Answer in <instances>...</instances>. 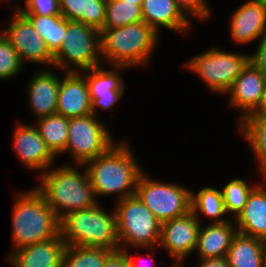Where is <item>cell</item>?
Here are the masks:
<instances>
[{
	"mask_svg": "<svg viewBox=\"0 0 266 267\" xmlns=\"http://www.w3.org/2000/svg\"><path fill=\"white\" fill-rule=\"evenodd\" d=\"M133 156L129 146L122 142L121 145L114 144L103 155L85 163L89 165L86 171L95 197L121 192V200L135 194L142 170Z\"/></svg>",
	"mask_w": 266,
	"mask_h": 267,
	"instance_id": "obj_1",
	"label": "cell"
},
{
	"mask_svg": "<svg viewBox=\"0 0 266 267\" xmlns=\"http://www.w3.org/2000/svg\"><path fill=\"white\" fill-rule=\"evenodd\" d=\"M60 235L66 245L122 250L115 211L104 212L99 204L69 212L60 219Z\"/></svg>",
	"mask_w": 266,
	"mask_h": 267,
	"instance_id": "obj_2",
	"label": "cell"
},
{
	"mask_svg": "<svg viewBox=\"0 0 266 267\" xmlns=\"http://www.w3.org/2000/svg\"><path fill=\"white\" fill-rule=\"evenodd\" d=\"M84 173L81 175L73 166L66 165L41 175V186L37 190L59 219L69 212L97 204L86 168ZM62 210L64 212H60Z\"/></svg>",
	"mask_w": 266,
	"mask_h": 267,
	"instance_id": "obj_3",
	"label": "cell"
},
{
	"mask_svg": "<svg viewBox=\"0 0 266 267\" xmlns=\"http://www.w3.org/2000/svg\"><path fill=\"white\" fill-rule=\"evenodd\" d=\"M13 209L12 236L17 249L60 234V219L37 189L21 194Z\"/></svg>",
	"mask_w": 266,
	"mask_h": 267,
	"instance_id": "obj_4",
	"label": "cell"
},
{
	"mask_svg": "<svg viewBox=\"0 0 266 267\" xmlns=\"http://www.w3.org/2000/svg\"><path fill=\"white\" fill-rule=\"evenodd\" d=\"M158 33L143 20L115 29L100 30V53L116 69L147 64Z\"/></svg>",
	"mask_w": 266,
	"mask_h": 267,
	"instance_id": "obj_5",
	"label": "cell"
},
{
	"mask_svg": "<svg viewBox=\"0 0 266 267\" xmlns=\"http://www.w3.org/2000/svg\"><path fill=\"white\" fill-rule=\"evenodd\" d=\"M117 203L115 214L119 242L150 249L160 243L161 222L136 194Z\"/></svg>",
	"mask_w": 266,
	"mask_h": 267,
	"instance_id": "obj_6",
	"label": "cell"
},
{
	"mask_svg": "<svg viewBox=\"0 0 266 267\" xmlns=\"http://www.w3.org/2000/svg\"><path fill=\"white\" fill-rule=\"evenodd\" d=\"M63 37L62 46L54 54L55 66L67 69V72L78 71V69L71 68L69 62L83 71L101 66L98 59V54L100 53V30L66 19V30Z\"/></svg>",
	"mask_w": 266,
	"mask_h": 267,
	"instance_id": "obj_7",
	"label": "cell"
},
{
	"mask_svg": "<svg viewBox=\"0 0 266 267\" xmlns=\"http://www.w3.org/2000/svg\"><path fill=\"white\" fill-rule=\"evenodd\" d=\"M191 193L179 185L149 180L143 173L138 178L135 192L161 223L189 213Z\"/></svg>",
	"mask_w": 266,
	"mask_h": 267,
	"instance_id": "obj_8",
	"label": "cell"
},
{
	"mask_svg": "<svg viewBox=\"0 0 266 267\" xmlns=\"http://www.w3.org/2000/svg\"><path fill=\"white\" fill-rule=\"evenodd\" d=\"M250 55L211 49L191 59L187 65L203 78L210 89L226 93L249 63Z\"/></svg>",
	"mask_w": 266,
	"mask_h": 267,
	"instance_id": "obj_9",
	"label": "cell"
},
{
	"mask_svg": "<svg viewBox=\"0 0 266 267\" xmlns=\"http://www.w3.org/2000/svg\"><path fill=\"white\" fill-rule=\"evenodd\" d=\"M96 115L88 114L69 118L68 139L65 151L72 152L78 164L97 158L106 153L114 141Z\"/></svg>",
	"mask_w": 266,
	"mask_h": 267,
	"instance_id": "obj_10",
	"label": "cell"
},
{
	"mask_svg": "<svg viewBox=\"0 0 266 267\" xmlns=\"http://www.w3.org/2000/svg\"><path fill=\"white\" fill-rule=\"evenodd\" d=\"M14 14L12 22L2 33L17 52L21 63L27 59L33 63H48L53 66L54 55L31 22L19 10Z\"/></svg>",
	"mask_w": 266,
	"mask_h": 267,
	"instance_id": "obj_11",
	"label": "cell"
},
{
	"mask_svg": "<svg viewBox=\"0 0 266 267\" xmlns=\"http://www.w3.org/2000/svg\"><path fill=\"white\" fill-rule=\"evenodd\" d=\"M197 215L190 211L184 216L161 223L160 243L172 258L182 261L195 250L200 230Z\"/></svg>",
	"mask_w": 266,
	"mask_h": 267,
	"instance_id": "obj_12",
	"label": "cell"
},
{
	"mask_svg": "<svg viewBox=\"0 0 266 267\" xmlns=\"http://www.w3.org/2000/svg\"><path fill=\"white\" fill-rule=\"evenodd\" d=\"M265 84L266 76L249 62L226 92L231 105L244 110L241 120L259 107Z\"/></svg>",
	"mask_w": 266,
	"mask_h": 267,
	"instance_id": "obj_13",
	"label": "cell"
},
{
	"mask_svg": "<svg viewBox=\"0 0 266 267\" xmlns=\"http://www.w3.org/2000/svg\"><path fill=\"white\" fill-rule=\"evenodd\" d=\"M79 72H67L61 80L56 114L66 118L91 114V100L85 77Z\"/></svg>",
	"mask_w": 266,
	"mask_h": 267,
	"instance_id": "obj_14",
	"label": "cell"
},
{
	"mask_svg": "<svg viewBox=\"0 0 266 267\" xmlns=\"http://www.w3.org/2000/svg\"><path fill=\"white\" fill-rule=\"evenodd\" d=\"M66 246L59 234L44 242L15 248L9 261L13 267H63Z\"/></svg>",
	"mask_w": 266,
	"mask_h": 267,
	"instance_id": "obj_15",
	"label": "cell"
},
{
	"mask_svg": "<svg viewBox=\"0 0 266 267\" xmlns=\"http://www.w3.org/2000/svg\"><path fill=\"white\" fill-rule=\"evenodd\" d=\"M90 73H89V72ZM88 85L91 112L96 114L97 106L102 109L112 108L121 99L125 86L123 78L114 71H105L100 66L85 70Z\"/></svg>",
	"mask_w": 266,
	"mask_h": 267,
	"instance_id": "obj_16",
	"label": "cell"
},
{
	"mask_svg": "<svg viewBox=\"0 0 266 267\" xmlns=\"http://www.w3.org/2000/svg\"><path fill=\"white\" fill-rule=\"evenodd\" d=\"M231 36L241 44L266 35V8L259 0H249L236 9L231 19Z\"/></svg>",
	"mask_w": 266,
	"mask_h": 267,
	"instance_id": "obj_17",
	"label": "cell"
},
{
	"mask_svg": "<svg viewBox=\"0 0 266 267\" xmlns=\"http://www.w3.org/2000/svg\"><path fill=\"white\" fill-rule=\"evenodd\" d=\"M14 132L15 150L30 169H44L54 161V155L45 145L36 127L19 124Z\"/></svg>",
	"mask_w": 266,
	"mask_h": 267,
	"instance_id": "obj_18",
	"label": "cell"
},
{
	"mask_svg": "<svg viewBox=\"0 0 266 267\" xmlns=\"http://www.w3.org/2000/svg\"><path fill=\"white\" fill-rule=\"evenodd\" d=\"M235 217L239 233L266 239V187L254 186L243 210Z\"/></svg>",
	"mask_w": 266,
	"mask_h": 267,
	"instance_id": "obj_19",
	"label": "cell"
},
{
	"mask_svg": "<svg viewBox=\"0 0 266 267\" xmlns=\"http://www.w3.org/2000/svg\"><path fill=\"white\" fill-rule=\"evenodd\" d=\"M143 21L158 33V27L183 32L190 22L175 0H143L141 5Z\"/></svg>",
	"mask_w": 266,
	"mask_h": 267,
	"instance_id": "obj_20",
	"label": "cell"
},
{
	"mask_svg": "<svg viewBox=\"0 0 266 267\" xmlns=\"http://www.w3.org/2000/svg\"><path fill=\"white\" fill-rule=\"evenodd\" d=\"M61 80L51 72L38 73L29 84V101L37 119L56 114Z\"/></svg>",
	"mask_w": 266,
	"mask_h": 267,
	"instance_id": "obj_21",
	"label": "cell"
},
{
	"mask_svg": "<svg viewBox=\"0 0 266 267\" xmlns=\"http://www.w3.org/2000/svg\"><path fill=\"white\" fill-rule=\"evenodd\" d=\"M229 220L223 223H211L199 230L196 250L201 259L226 257L237 229Z\"/></svg>",
	"mask_w": 266,
	"mask_h": 267,
	"instance_id": "obj_22",
	"label": "cell"
},
{
	"mask_svg": "<svg viewBox=\"0 0 266 267\" xmlns=\"http://www.w3.org/2000/svg\"><path fill=\"white\" fill-rule=\"evenodd\" d=\"M59 10L68 21L101 30L105 21L106 0H59Z\"/></svg>",
	"mask_w": 266,
	"mask_h": 267,
	"instance_id": "obj_23",
	"label": "cell"
},
{
	"mask_svg": "<svg viewBox=\"0 0 266 267\" xmlns=\"http://www.w3.org/2000/svg\"><path fill=\"white\" fill-rule=\"evenodd\" d=\"M262 247V239L237 232L226 254L229 266L265 267L263 264Z\"/></svg>",
	"mask_w": 266,
	"mask_h": 267,
	"instance_id": "obj_24",
	"label": "cell"
},
{
	"mask_svg": "<svg viewBox=\"0 0 266 267\" xmlns=\"http://www.w3.org/2000/svg\"><path fill=\"white\" fill-rule=\"evenodd\" d=\"M38 132L54 156L65 152L69 118L54 114L36 120Z\"/></svg>",
	"mask_w": 266,
	"mask_h": 267,
	"instance_id": "obj_25",
	"label": "cell"
},
{
	"mask_svg": "<svg viewBox=\"0 0 266 267\" xmlns=\"http://www.w3.org/2000/svg\"><path fill=\"white\" fill-rule=\"evenodd\" d=\"M54 55L62 46L66 18L62 15H24Z\"/></svg>",
	"mask_w": 266,
	"mask_h": 267,
	"instance_id": "obj_26",
	"label": "cell"
},
{
	"mask_svg": "<svg viewBox=\"0 0 266 267\" xmlns=\"http://www.w3.org/2000/svg\"><path fill=\"white\" fill-rule=\"evenodd\" d=\"M240 124L266 178V114H250Z\"/></svg>",
	"mask_w": 266,
	"mask_h": 267,
	"instance_id": "obj_27",
	"label": "cell"
},
{
	"mask_svg": "<svg viewBox=\"0 0 266 267\" xmlns=\"http://www.w3.org/2000/svg\"><path fill=\"white\" fill-rule=\"evenodd\" d=\"M142 20L141 5L122 0H106L105 21L102 29L120 28Z\"/></svg>",
	"mask_w": 266,
	"mask_h": 267,
	"instance_id": "obj_28",
	"label": "cell"
},
{
	"mask_svg": "<svg viewBox=\"0 0 266 267\" xmlns=\"http://www.w3.org/2000/svg\"><path fill=\"white\" fill-rule=\"evenodd\" d=\"M112 250L104 248L67 245L63 256V267H103Z\"/></svg>",
	"mask_w": 266,
	"mask_h": 267,
	"instance_id": "obj_29",
	"label": "cell"
},
{
	"mask_svg": "<svg viewBox=\"0 0 266 267\" xmlns=\"http://www.w3.org/2000/svg\"><path fill=\"white\" fill-rule=\"evenodd\" d=\"M194 195L191 193V211L193 213L197 215V212L200 210L207 217L215 218L214 223L228 221L219 219L220 216L226 214L221 191L211 187H205L197 195Z\"/></svg>",
	"mask_w": 266,
	"mask_h": 267,
	"instance_id": "obj_30",
	"label": "cell"
},
{
	"mask_svg": "<svg viewBox=\"0 0 266 267\" xmlns=\"http://www.w3.org/2000/svg\"><path fill=\"white\" fill-rule=\"evenodd\" d=\"M254 187H250L247 183L240 179H233L223 188L222 196L224 207L227 212H233L237 216L245 206L248 195Z\"/></svg>",
	"mask_w": 266,
	"mask_h": 267,
	"instance_id": "obj_31",
	"label": "cell"
},
{
	"mask_svg": "<svg viewBox=\"0 0 266 267\" xmlns=\"http://www.w3.org/2000/svg\"><path fill=\"white\" fill-rule=\"evenodd\" d=\"M22 63L9 40L0 33V80L17 75Z\"/></svg>",
	"mask_w": 266,
	"mask_h": 267,
	"instance_id": "obj_32",
	"label": "cell"
},
{
	"mask_svg": "<svg viewBox=\"0 0 266 267\" xmlns=\"http://www.w3.org/2000/svg\"><path fill=\"white\" fill-rule=\"evenodd\" d=\"M27 9L17 7L23 15H61L59 0H26Z\"/></svg>",
	"mask_w": 266,
	"mask_h": 267,
	"instance_id": "obj_33",
	"label": "cell"
},
{
	"mask_svg": "<svg viewBox=\"0 0 266 267\" xmlns=\"http://www.w3.org/2000/svg\"><path fill=\"white\" fill-rule=\"evenodd\" d=\"M175 2L183 12L189 11L200 19H206L210 14L205 0H175Z\"/></svg>",
	"mask_w": 266,
	"mask_h": 267,
	"instance_id": "obj_34",
	"label": "cell"
},
{
	"mask_svg": "<svg viewBox=\"0 0 266 267\" xmlns=\"http://www.w3.org/2000/svg\"><path fill=\"white\" fill-rule=\"evenodd\" d=\"M257 52L249 56V62L266 76V35L261 38Z\"/></svg>",
	"mask_w": 266,
	"mask_h": 267,
	"instance_id": "obj_35",
	"label": "cell"
},
{
	"mask_svg": "<svg viewBox=\"0 0 266 267\" xmlns=\"http://www.w3.org/2000/svg\"><path fill=\"white\" fill-rule=\"evenodd\" d=\"M127 249L113 251L105 260L103 267H129Z\"/></svg>",
	"mask_w": 266,
	"mask_h": 267,
	"instance_id": "obj_36",
	"label": "cell"
},
{
	"mask_svg": "<svg viewBox=\"0 0 266 267\" xmlns=\"http://www.w3.org/2000/svg\"><path fill=\"white\" fill-rule=\"evenodd\" d=\"M199 267H230L226 257L202 259Z\"/></svg>",
	"mask_w": 266,
	"mask_h": 267,
	"instance_id": "obj_37",
	"label": "cell"
},
{
	"mask_svg": "<svg viewBox=\"0 0 266 267\" xmlns=\"http://www.w3.org/2000/svg\"><path fill=\"white\" fill-rule=\"evenodd\" d=\"M252 114H266V84L259 107Z\"/></svg>",
	"mask_w": 266,
	"mask_h": 267,
	"instance_id": "obj_38",
	"label": "cell"
},
{
	"mask_svg": "<svg viewBox=\"0 0 266 267\" xmlns=\"http://www.w3.org/2000/svg\"><path fill=\"white\" fill-rule=\"evenodd\" d=\"M127 255L129 258V267H142V265H140L136 259L132 258L129 253Z\"/></svg>",
	"mask_w": 266,
	"mask_h": 267,
	"instance_id": "obj_39",
	"label": "cell"
},
{
	"mask_svg": "<svg viewBox=\"0 0 266 267\" xmlns=\"http://www.w3.org/2000/svg\"><path fill=\"white\" fill-rule=\"evenodd\" d=\"M262 256H263V264L266 267V239L263 240Z\"/></svg>",
	"mask_w": 266,
	"mask_h": 267,
	"instance_id": "obj_40",
	"label": "cell"
},
{
	"mask_svg": "<svg viewBox=\"0 0 266 267\" xmlns=\"http://www.w3.org/2000/svg\"><path fill=\"white\" fill-rule=\"evenodd\" d=\"M129 3H135V5H142L143 0H122Z\"/></svg>",
	"mask_w": 266,
	"mask_h": 267,
	"instance_id": "obj_41",
	"label": "cell"
},
{
	"mask_svg": "<svg viewBox=\"0 0 266 267\" xmlns=\"http://www.w3.org/2000/svg\"><path fill=\"white\" fill-rule=\"evenodd\" d=\"M261 4L266 8V0H259Z\"/></svg>",
	"mask_w": 266,
	"mask_h": 267,
	"instance_id": "obj_42",
	"label": "cell"
}]
</instances>
